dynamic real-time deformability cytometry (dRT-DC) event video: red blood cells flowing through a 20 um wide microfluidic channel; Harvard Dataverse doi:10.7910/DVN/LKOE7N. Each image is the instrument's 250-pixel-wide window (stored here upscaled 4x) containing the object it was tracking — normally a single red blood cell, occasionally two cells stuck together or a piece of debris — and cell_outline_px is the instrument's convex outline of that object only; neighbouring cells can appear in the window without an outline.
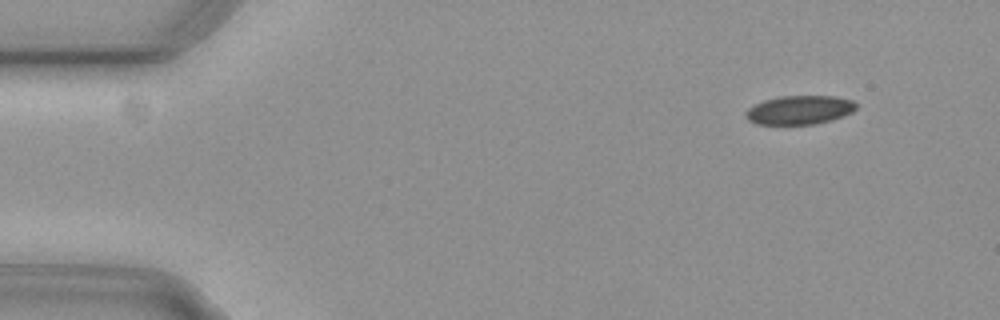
{"species": "common noctule bat (a hibernating species)", "species_latin": "Nyctalus noctula", "temperature_condition": "cold", "stored_images_in_passage": 54, "camera_frame_rate_fps": 3000, "um_per_image_px": 0.085, "animal": {"sex": "female", "body_mass_g": 29.2, "forearm_length_mm": 56.3}, "frame": {"image": 1, "passage_image": 4, "time_ms": 1.0, "image_size_px": [1000, 320], "cell_outline_px": [[856, 108], [852, 112], [844, 116], [832, 120], [816, 124], [756, 124], [748, 120], [744, 116], [744, 112], [748, 108], [764, 100], [780, 96], [836, 96], [852, 100], [856, 104]], "centroid_in_image_um": [67.95, 9.35], "position_along_channel_um": 17.0, "area_um2": 18.67}}
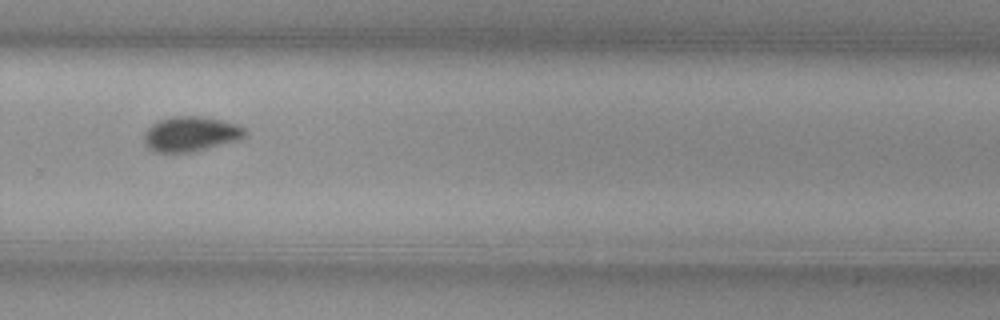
{"frame": {"image": 2, "passage_image": 36, "time_ms": 11.667, "image_size_px": [1000, 320], "cell_outline_px": [[248, 136], [236, 140], [192, 152], [156, 152], [148, 148], [144, 140], [144, 132], [152, 124], [160, 120], [172, 116], [200, 116], [220, 120], [236, 124], [244, 128], [248, 132]], "centroid_in_image_um": [16.21, 11.38], "position_along_channel_um": 313.6, "area_um2": 20.4}}
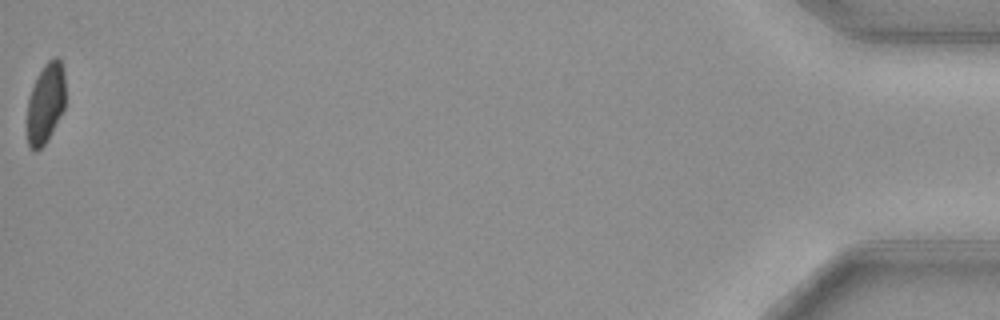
{"frame": {"image": 3, "passage_image": 54, "time_ms": 17.667, "image_size_px": [1000, 320], "cell_outline_px": [[64, 108], [48, 140], [36, 152], [28, 144], [28, 96], [36, 76], [44, 64], [52, 56], [56, 56], [60, 60], [64, 68]], "centroid_in_image_um": [3.88, 8.72], "position_along_channel_um": 431.3, "area_um2": 17.92}, "authors_computed_cell_mechanics": {"area_um2": 19.7965, "velocity_mm_per_s": 3.7237, "shape_relaxation_time_tau1_ms": 5.6617, "shape_relaxation_time_tau2_ms": null, "deformation_change_tau1": 0.1093, "deformation_change_tau2": null}}